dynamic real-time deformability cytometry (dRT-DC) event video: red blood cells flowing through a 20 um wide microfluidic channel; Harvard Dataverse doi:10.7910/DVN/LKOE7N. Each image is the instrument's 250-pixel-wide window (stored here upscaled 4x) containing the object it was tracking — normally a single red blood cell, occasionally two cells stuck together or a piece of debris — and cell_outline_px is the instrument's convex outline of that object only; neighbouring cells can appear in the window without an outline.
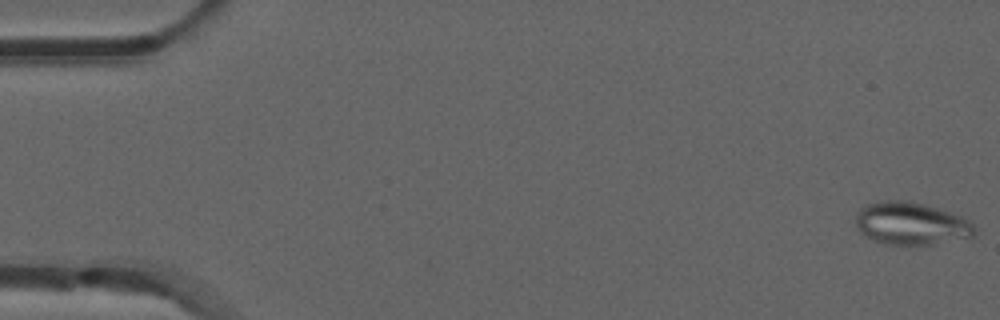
{"species": "common noctule bat (a hibernating species)", "species_latin": "Nyctalus noctula", "temperature_condition": "room temperature", "stored_images_in_passage": 53, "camera_frame_rate_fps": 3000, "um_per_image_px": 0.085, "animal": {"sex": "male", "forearm_length_mm": 52.5}, "frame": {"image": 1, "passage_image": 1, "time_ms": 0.0, "image_size_px": [1000, 320], "cell_outline_px": [[976, 232], [972, 236], [932, 244], [884, 244], [872, 240], [860, 232], [856, 224], [856, 212], [860, 208], [868, 204], [884, 200], [908, 200], [924, 204], [960, 216], [968, 220], [976, 228]], "centroid_in_image_um": [77.4, 18.99], "position_along_channel_um": 7.6, "area_um2": 29.25}}
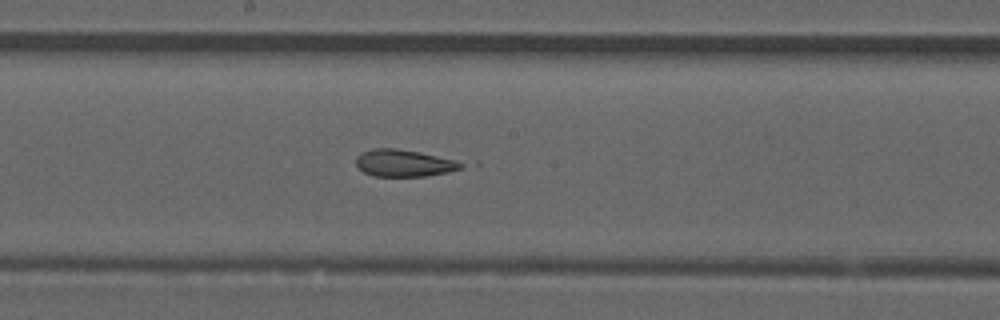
{"frame": {"image": 2, "passage_image": 28, "time_ms": 9.0, "image_size_px": [1000, 320], "cell_outline_px": [[464, 168], [448, 172], [428, 176], [372, 176], [364, 172], [356, 164], [356, 156], [360, 152], [372, 148], [396, 148], [456, 160], [464, 164]], "centroid_in_image_um": [34.31, 13.87], "position_along_channel_um": 213.9, "area_um2": 16.53}}
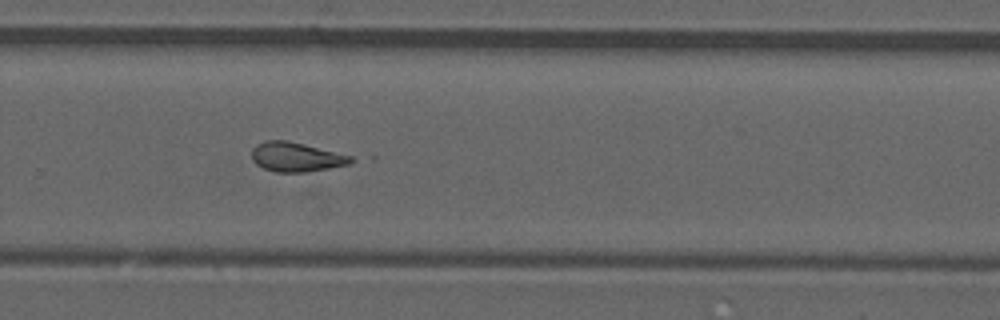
{"frame": {"image": 3, "passage_image": 35, "time_ms": 11.333, "image_size_px": [1000, 320], "cell_outline_px": [[356, 160], [348, 164], [308, 172], [276, 172], [264, 168], [256, 164], [252, 160], [252, 148], [256, 144], [264, 140], [284, 140], [304, 144], [352, 156]], "centroid_in_image_um": [25.15, 13.34], "position_along_channel_um": 304.6, "area_um2": 16.94}, "authors_computed_cell_mechanics": {"area_um2": 17.8024, "velocity_mm_per_s": 3.9223, "shape_relaxation_time_tau1_ms": null, "shape_relaxation_time_tau2_ms": 2.1386, "deformation_change_tau1": null, "deformation_change_tau2": 0.0923}}